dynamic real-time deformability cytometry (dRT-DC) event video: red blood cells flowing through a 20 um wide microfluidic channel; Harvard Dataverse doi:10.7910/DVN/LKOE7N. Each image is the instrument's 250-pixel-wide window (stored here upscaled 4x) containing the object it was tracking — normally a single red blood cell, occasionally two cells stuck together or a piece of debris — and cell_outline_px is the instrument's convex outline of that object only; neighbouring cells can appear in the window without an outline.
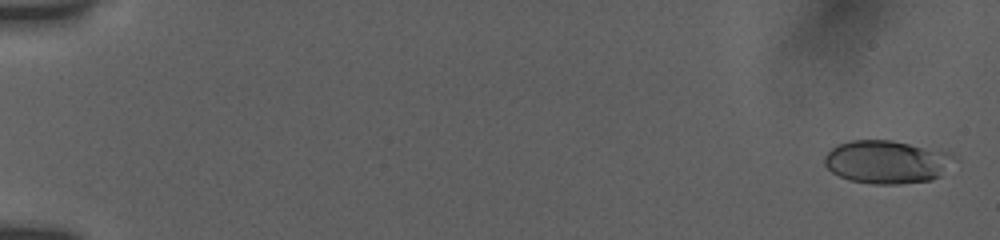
{"species": "human", "species_latin": "Homo sapiens", "temperature_condition": "room temperature", "stored_images_in_passage": 55, "camera_frame_rate_fps": 3000, "um_per_image_px": 0.085, "donor": {"sex": "female"}, "frame": {"image": 1, "passage_image": 2, "time_ms": 0.333, "image_size_px": [1000, 240], "cell_outline_px": [[940, 176], [932, 180], [900, 184], [872, 184], [848, 180], [832, 172], [824, 164], [824, 156], [836, 144], [852, 140], [892, 140], [908, 144], [920, 148], [928, 152]], "centroid_in_image_um": [74.86, 13.8], "position_along_channel_um": 10.1, "area_um2": 29.36}}
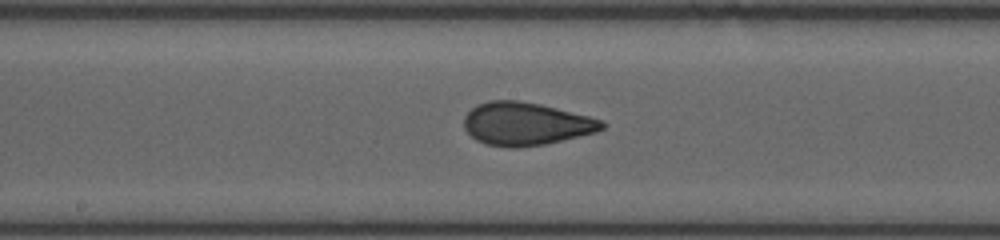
{"frame": {"image": 2, "passage_image": 31, "time_ms": 10.0, "image_size_px": [1000, 240], "cell_outline_px": [[608, 124], [604, 128], [596, 132], [544, 144], [516, 148], [508, 148], [484, 144], [476, 140], [464, 128], [464, 116], [476, 104], [488, 100], [516, 100], [540, 104], [604, 120]], "centroid_in_image_um": [44.68, 10.52], "position_along_channel_um": 203.5, "area_um2": 34.62}}
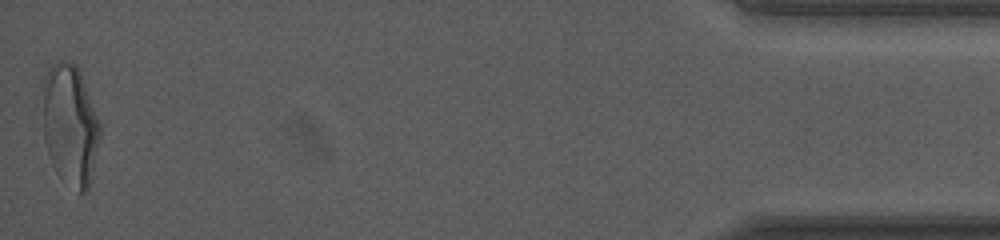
{"frame": {"image": 3, "passage_image": 55, "time_ms": 18.0, "image_size_px": [1000, 240], "cell_outline_px": [[100, 136], [88, 192], [80, 192], [56, 172], [52, 164], [44, 140], [44, 92], [48, 72], [52, 64], [60, 60], [68, 60], [76, 64], [80, 72], [100, 120]], "centroid_in_image_um": [6.0, 10.61], "position_along_channel_um": 429.2, "area_um2": 39.71}, "authors_computed_cell_mechanics": {"area_um2": 33.5818, "velocity_mm_per_s": 3.8483, "shape_relaxation_time_tau1_ms": 7.7197, "shape_relaxation_time_tau2_ms": 0.8669, "deformation_change_tau1": 0.2376, "deformation_change_tau2": 0.068}}